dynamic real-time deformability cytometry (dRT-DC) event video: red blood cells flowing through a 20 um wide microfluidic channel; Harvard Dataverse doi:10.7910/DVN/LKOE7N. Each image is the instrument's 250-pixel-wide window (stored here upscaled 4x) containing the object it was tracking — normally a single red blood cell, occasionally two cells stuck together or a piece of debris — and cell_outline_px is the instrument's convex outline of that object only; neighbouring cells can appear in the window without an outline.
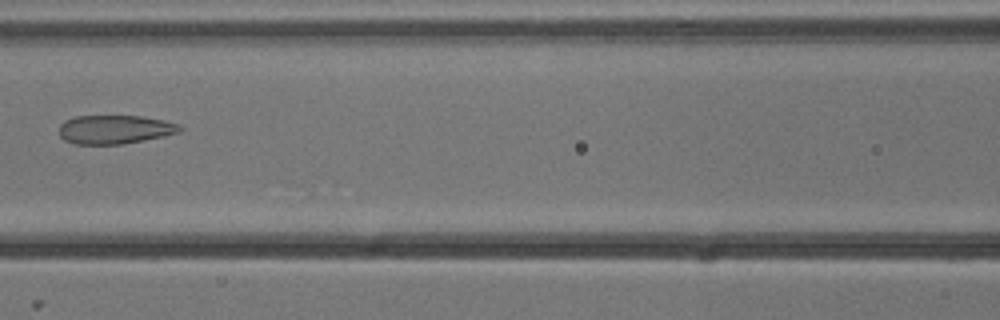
{"species": "common noctule bat (a hibernating species)", "species_latin": "Nyctalus noctula", "temperature_condition": "cold", "stored_images_in_passage": 6, "camera_frame_rate_fps": 3000, "um_per_image_px": 0.085, "animal": {"sex": "male", "body_mass_g": 13.3}, "frame": {"image": 1, "passage_image": 5, "time_ms": 1.333, "image_size_px": [1000, 320], "cell_outline_px": [[184, 128], [180, 132], [164, 136], [124, 144], [72, 144], [64, 140], [60, 136], [60, 124], [64, 120], [76, 116], [140, 116], [164, 120], [180, 124]], "centroid_in_image_um": [9.77, 11.0], "position_along_channel_um": 156.8, "area_um2": 20.4}}
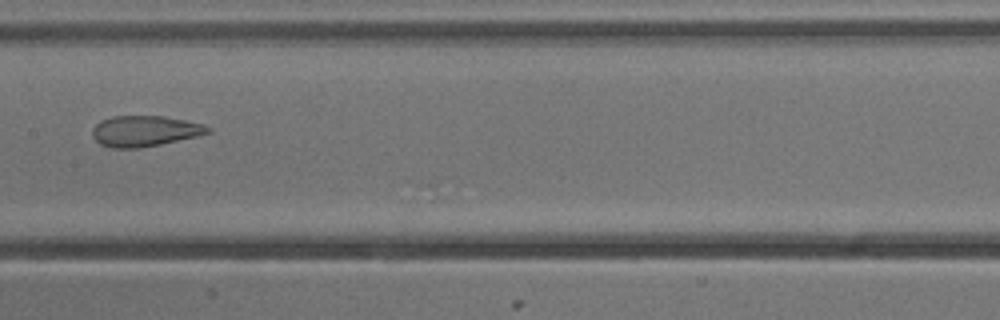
{"frame": {"image": 2, "passage_image": 6, "time_ms": 1.667, "image_size_px": [1000, 320], "cell_outline_px": [[212, 132], [196, 136], [160, 144], [140, 148], [112, 148], [100, 144], [92, 136], [92, 128], [100, 120], [112, 116], [164, 116], [204, 124], [212, 128]], "centroid_in_image_um": [12.29, 11.13], "position_along_channel_um": 195.1, "area_um2": 20.75}}